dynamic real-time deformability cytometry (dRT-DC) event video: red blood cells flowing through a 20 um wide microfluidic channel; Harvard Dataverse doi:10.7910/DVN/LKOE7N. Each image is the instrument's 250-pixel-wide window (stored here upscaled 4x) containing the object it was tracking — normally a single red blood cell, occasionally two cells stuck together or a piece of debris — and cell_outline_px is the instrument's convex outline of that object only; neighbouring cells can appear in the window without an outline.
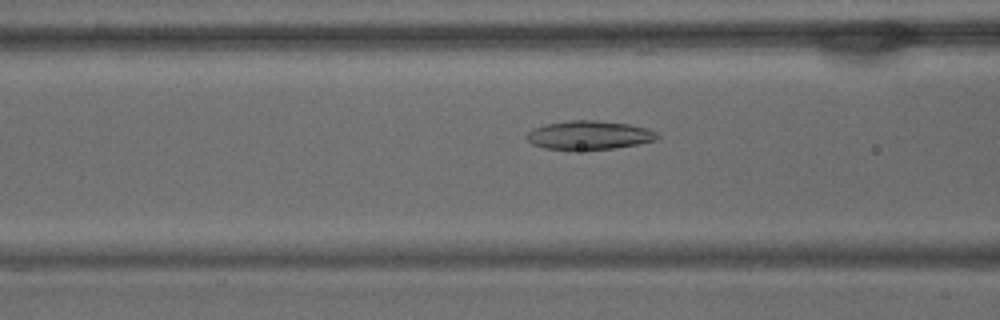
{"species": "common noctule bat (a hibernating species)", "species_latin": "Nyctalus noctula", "temperature_condition": "warm", "stored_images_in_passage": 57, "camera_frame_rate_fps": 3000, "um_per_image_px": 0.085, "animal": {"sex": "male", "body_mass_g": 15.6}, "frame": {"image": 1, "passage_image": 22, "time_ms": 7.0, "image_size_px": [1000, 320], "cell_outline_px": [[660, 136], [656, 140], [636, 144], [612, 148], [544, 148], [532, 144], [524, 136], [532, 128], [544, 124], [568, 120], [596, 120], [628, 124], [648, 128], [656, 132]], "centroid_in_image_um": [50.06, 11.45], "position_along_channel_um": 116.5, "area_um2": 21.5}}
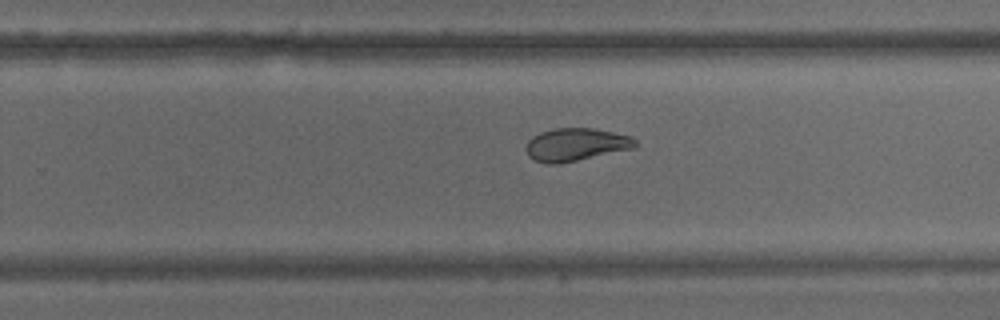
{"frame": {"image": 2, "passage_image": 36, "time_ms": 11.667, "image_size_px": [1000, 320], "cell_outline_px": [[636, 148], [560, 164], [548, 164], [536, 160], [528, 156], [524, 148], [528, 140], [532, 136], [540, 132], [552, 128], [592, 128], [632, 136], [636, 140]], "centroid_in_image_um": [48.93, 12.29], "position_along_channel_um": 280.9, "area_um2": 21.15}}
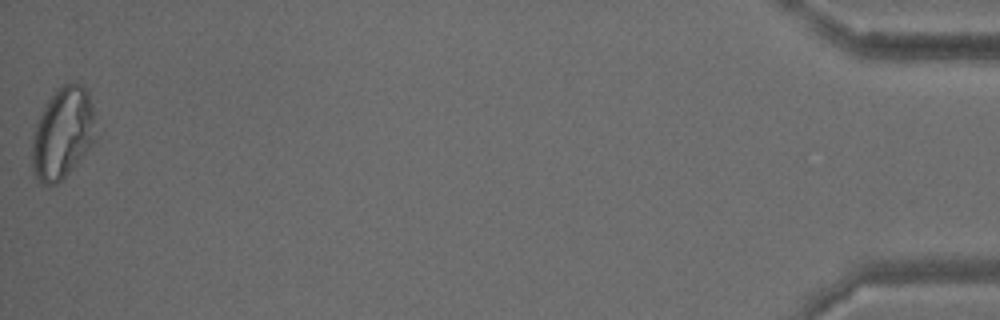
{"frame": {"image": 3, "passage_image": 57, "time_ms": 18.667, "image_size_px": [1000, 320], "cell_outline_px": [[96, 140], [76, 164], [56, 184], [48, 188], [44, 188], [36, 180], [32, 164], [32, 140], [44, 104], [56, 88], [72, 80], [80, 84], [88, 92], [92, 108]], "centroid_in_image_um": [5.31, 11.34], "position_along_channel_um": 429.9, "area_um2": 33.99}, "authors_computed_cell_mechanics": {"area_um2": 25.432, "velocity_mm_per_s": 3.5217, "shape_relaxation_time_tau1_ms": 10.7965, "shape_relaxation_time_tau2_ms": 2.3965, "deformation_change_tau1": 0.2239, "deformation_change_tau2": 0.0836}}